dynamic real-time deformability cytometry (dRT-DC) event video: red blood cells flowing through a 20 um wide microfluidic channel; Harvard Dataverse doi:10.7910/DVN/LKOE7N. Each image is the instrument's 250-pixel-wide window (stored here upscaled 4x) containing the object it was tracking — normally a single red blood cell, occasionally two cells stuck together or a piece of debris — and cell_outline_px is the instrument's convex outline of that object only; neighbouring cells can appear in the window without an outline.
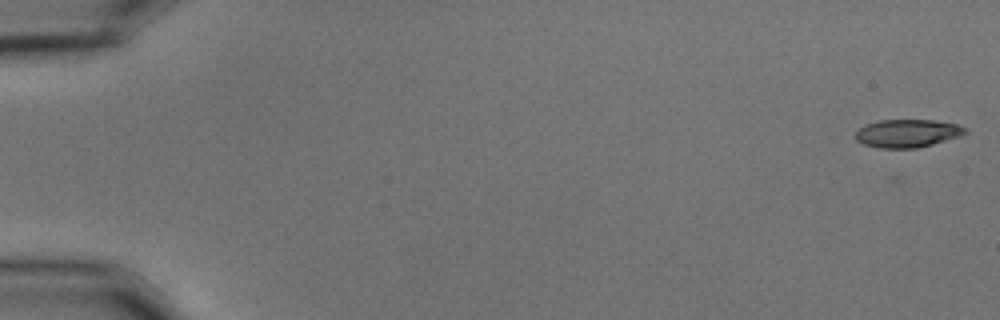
{"species": "common noctule bat (a hibernating species)", "species_latin": "Nyctalus noctula", "temperature_condition": "cold", "stored_images_in_passage": 55, "camera_frame_rate_fps": 3000, "um_per_image_px": 0.085, "animal": {"sex": "male", "body_mass_g": 15.6}, "frame": {"image": 1, "passage_image": 1, "time_ms": 0.0, "image_size_px": [1000, 320], "cell_outline_px": [[968, 132], [960, 136], [932, 144], [916, 148], [880, 148], [864, 144], [856, 140], [856, 132], [864, 124], [880, 120], [936, 120], [960, 124], [968, 128]], "centroid_in_image_um": [77.17, 11.32], "position_along_channel_um": 7.8, "area_um2": 18.03}}
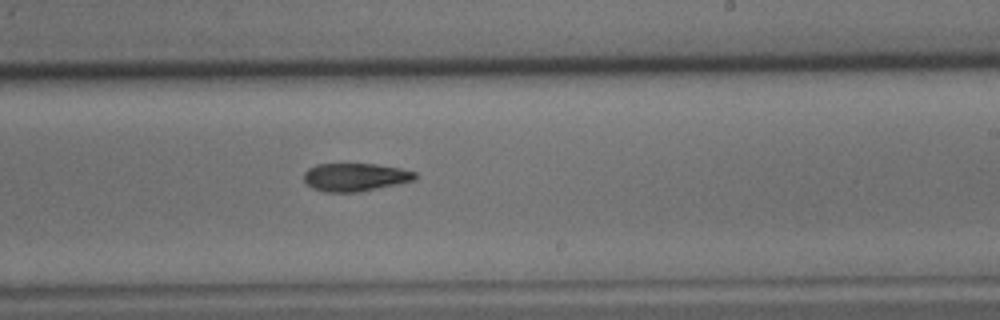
{"frame": {"image": 2, "passage_image": 34, "time_ms": 11.0, "image_size_px": [1000, 320], "cell_outline_px": [[416, 180], [360, 192], [324, 192], [312, 188], [304, 184], [304, 172], [308, 168], [316, 164], [376, 164], [400, 168], [416, 172]], "centroid_in_image_um": [30.16, 15.06], "position_along_channel_um": 258.8, "area_um2": 18.38}}
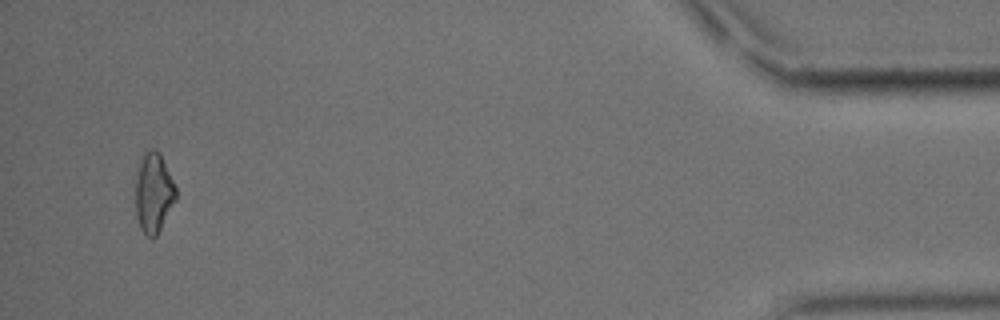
{"frame": {"image": 3, "passage_image": 53, "time_ms": 17.333, "image_size_px": [1000, 320], "cell_outline_px": [[176, 200], [156, 236], [148, 236], [140, 228], [136, 216], [136, 172], [140, 152], [152, 148], [156, 148], [160, 152], [176, 188]], "centroid_in_image_um": [13.03, 16.3], "position_along_channel_um": 422.2, "area_um2": 19.02}, "authors_computed_cell_mechanics": {"area_um2": 18.7272, "velocity_mm_per_s": 3.6942, "shape_relaxation_time_tau1_ms": 5.3106, "shape_relaxation_time_tau2_ms": null, "deformation_change_tau1": 0.1382, "deformation_change_tau2": null}}